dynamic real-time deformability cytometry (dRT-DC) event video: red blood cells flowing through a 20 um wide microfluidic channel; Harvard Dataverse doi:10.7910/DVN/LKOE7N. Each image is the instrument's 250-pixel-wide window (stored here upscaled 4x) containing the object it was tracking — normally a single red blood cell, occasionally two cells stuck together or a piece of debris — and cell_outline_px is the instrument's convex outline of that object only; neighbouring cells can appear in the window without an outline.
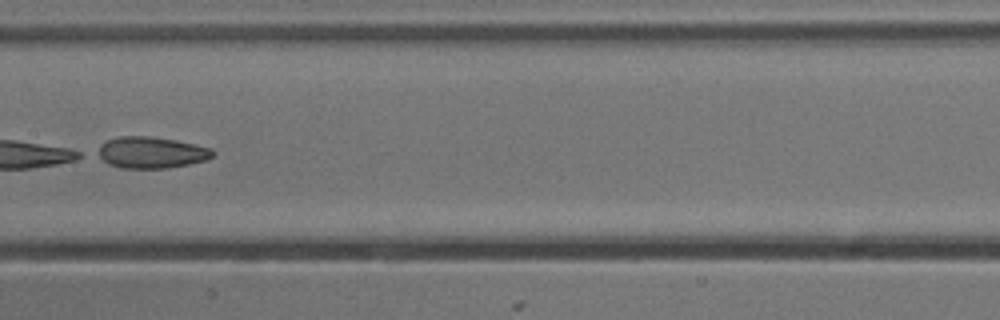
{"species": "common noctule bat (a hibernating species)", "species_latin": "Nyctalus noctula", "temperature_condition": "cold", "stored_images_in_passage": 7, "camera_frame_rate_fps": 3000, "um_per_image_px": 0.085, "animal": {"sex": "male", "body_mass_g": 13.3}, "frame": {"image": 1, "passage_image": 7, "time_ms": 2.0, "image_size_px": [1000, 320], "cell_outline_px": [[216, 152], [208, 160], [168, 168], [120, 168], [108, 164], [96, 156], [92, 152], [100, 144], [108, 140], [120, 136], [152, 136], [176, 140], [212, 148]], "centroid_in_image_um": [12.8, 12.96], "position_along_channel_um": 194.6, "area_um2": 21.5}}